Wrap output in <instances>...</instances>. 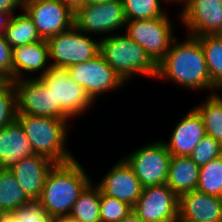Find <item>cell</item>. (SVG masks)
<instances>
[{
	"label": "cell",
	"mask_w": 222,
	"mask_h": 222,
	"mask_svg": "<svg viewBox=\"0 0 222 222\" xmlns=\"http://www.w3.org/2000/svg\"><path fill=\"white\" fill-rule=\"evenodd\" d=\"M125 84L135 77L156 79L158 64L124 32L100 40V53ZM130 81V82H129Z\"/></svg>",
	"instance_id": "4"
},
{
	"label": "cell",
	"mask_w": 222,
	"mask_h": 222,
	"mask_svg": "<svg viewBox=\"0 0 222 222\" xmlns=\"http://www.w3.org/2000/svg\"><path fill=\"white\" fill-rule=\"evenodd\" d=\"M16 91L17 115L54 118V96L40 78L11 81Z\"/></svg>",
	"instance_id": "14"
},
{
	"label": "cell",
	"mask_w": 222,
	"mask_h": 222,
	"mask_svg": "<svg viewBox=\"0 0 222 222\" xmlns=\"http://www.w3.org/2000/svg\"><path fill=\"white\" fill-rule=\"evenodd\" d=\"M122 157L132 167L142 187L166 184L172 156L161 138L134 148Z\"/></svg>",
	"instance_id": "8"
},
{
	"label": "cell",
	"mask_w": 222,
	"mask_h": 222,
	"mask_svg": "<svg viewBox=\"0 0 222 222\" xmlns=\"http://www.w3.org/2000/svg\"><path fill=\"white\" fill-rule=\"evenodd\" d=\"M52 67L67 68L95 58L100 53V39L80 31L75 25L47 39Z\"/></svg>",
	"instance_id": "6"
},
{
	"label": "cell",
	"mask_w": 222,
	"mask_h": 222,
	"mask_svg": "<svg viewBox=\"0 0 222 222\" xmlns=\"http://www.w3.org/2000/svg\"><path fill=\"white\" fill-rule=\"evenodd\" d=\"M222 92L207 94L206 99L193 106L202 116L206 135L222 145Z\"/></svg>",
	"instance_id": "22"
},
{
	"label": "cell",
	"mask_w": 222,
	"mask_h": 222,
	"mask_svg": "<svg viewBox=\"0 0 222 222\" xmlns=\"http://www.w3.org/2000/svg\"><path fill=\"white\" fill-rule=\"evenodd\" d=\"M66 69L96 104L98 100L102 101L103 96L113 94L126 85L100 54L83 63L69 65Z\"/></svg>",
	"instance_id": "10"
},
{
	"label": "cell",
	"mask_w": 222,
	"mask_h": 222,
	"mask_svg": "<svg viewBox=\"0 0 222 222\" xmlns=\"http://www.w3.org/2000/svg\"><path fill=\"white\" fill-rule=\"evenodd\" d=\"M132 209L145 222H178L179 197L166 184L143 187Z\"/></svg>",
	"instance_id": "13"
},
{
	"label": "cell",
	"mask_w": 222,
	"mask_h": 222,
	"mask_svg": "<svg viewBox=\"0 0 222 222\" xmlns=\"http://www.w3.org/2000/svg\"><path fill=\"white\" fill-rule=\"evenodd\" d=\"M91 181L80 193L79 198L74 203L70 219L77 222H101L100 221V188Z\"/></svg>",
	"instance_id": "23"
},
{
	"label": "cell",
	"mask_w": 222,
	"mask_h": 222,
	"mask_svg": "<svg viewBox=\"0 0 222 222\" xmlns=\"http://www.w3.org/2000/svg\"><path fill=\"white\" fill-rule=\"evenodd\" d=\"M87 170L77 157L52 167L38 200L50 217L60 218L70 215L80 193L93 180Z\"/></svg>",
	"instance_id": "2"
},
{
	"label": "cell",
	"mask_w": 222,
	"mask_h": 222,
	"mask_svg": "<svg viewBox=\"0 0 222 222\" xmlns=\"http://www.w3.org/2000/svg\"><path fill=\"white\" fill-rule=\"evenodd\" d=\"M0 222H18L12 213L0 214Z\"/></svg>",
	"instance_id": "38"
},
{
	"label": "cell",
	"mask_w": 222,
	"mask_h": 222,
	"mask_svg": "<svg viewBox=\"0 0 222 222\" xmlns=\"http://www.w3.org/2000/svg\"><path fill=\"white\" fill-rule=\"evenodd\" d=\"M122 3L127 21L161 17L170 9L169 4L174 6L170 0H122Z\"/></svg>",
	"instance_id": "27"
},
{
	"label": "cell",
	"mask_w": 222,
	"mask_h": 222,
	"mask_svg": "<svg viewBox=\"0 0 222 222\" xmlns=\"http://www.w3.org/2000/svg\"><path fill=\"white\" fill-rule=\"evenodd\" d=\"M33 154L24 129L17 120L0 129V168L10 169Z\"/></svg>",
	"instance_id": "20"
},
{
	"label": "cell",
	"mask_w": 222,
	"mask_h": 222,
	"mask_svg": "<svg viewBox=\"0 0 222 222\" xmlns=\"http://www.w3.org/2000/svg\"><path fill=\"white\" fill-rule=\"evenodd\" d=\"M73 13L85 5V0H61Z\"/></svg>",
	"instance_id": "36"
},
{
	"label": "cell",
	"mask_w": 222,
	"mask_h": 222,
	"mask_svg": "<svg viewBox=\"0 0 222 222\" xmlns=\"http://www.w3.org/2000/svg\"><path fill=\"white\" fill-rule=\"evenodd\" d=\"M5 83V81L0 77V87Z\"/></svg>",
	"instance_id": "41"
},
{
	"label": "cell",
	"mask_w": 222,
	"mask_h": 222,
	"mask_svg": "<svg viewBox=\"0 0 222 222\" xmlns=\"http://www.w3.org/2000/svg\"><path fill=\"white\" fill-rule=\"evenodd\" d=\"M52 222H77V221H74L69 217H60V218H53Z\"/></svg>",
	"instance_id": "39"
},
{
	"label": "cell",
	"mask_w": 222,
	"mask_h": 222,
	"mask_svg": "<svg viewBox=\"0 0 222 222\" xmlns=\"http://www.w3.org/2000/svg\"><path fill=\"white\" fill-rule=\"evenodd\" d=\"M175 124L171 136L161 138L171 156H189L201 139L206 136L202 116L192 107ZM168 140V141H167Z\"/></svg>",
	"instance_id": "16"
},
{
	"label": "cell",
	"mask_w": 222,
	"mask_h": 222,
	"mask_svg": "<svg viewBox=\"0 0 222 222\" xmlns=\"http://www.w3.org/2000/svg\"><path fill=\"white\" fill-rule=\"evenodd\" d=\"M40 79L54 96V118L74 123L96 104L85 89L75 82L66 68L50 67ZM72 120V121H71Z\"/></svg>",
	"instance_id": "5"
},
{
	"label": "cell",
	"mask_w": 222,
	"mask_h": 222,
	"mask_svg": "<svg viewBox=\"0 0 222 222\" xmlns=\"http://www.w3.org/2000/svg\"><path fill=\"white\" fill-rule=\"evenodd\" d=\"M23 9L22 0H0V11L20 12Z\"/></svg>",
	"instance_id": "34"
},
{
	"label": "cell",
	"mask_w": 222,
	"mask_h": 222,
	"mask_svg": "<svg viewBox=\"0 0 222 222\" xmlns=\"http://www.w3.org/2000/svg\"><path fill=\"white\" fill-rule=\"evenodd\" d=\"M178 23L192 37L219 34L222 30V0H182Z\"/></svg>",
	"instance_id": "11"
},
{
	"label": "cell",
	"mask_w": 222,
	"mask_h": 222,
	"mask_svg": "<svg viewBox=\"0 0 222 222\" xmlns=\"http://www.w3.org/2000/svg\"><path fill=\"white\" fill-rule=\"evenodd\" d=\"M50 67L47 40L13 48L12 81L40 78Z\"/></svg>",
	"instance_id": "17"
},
{
	"label": "cell",
	"mask_w": 222,
	"mask_h": 222,
	"mask_svg": "<svg viewBox=\"0 0 222 222\" xmlns=\"http://www.w3.org/2000/svg\"><path fill=\"white\" fill-rule=\"evenodd\" d=\"M12 55L13 49L5 40L0 37V77L5 81H12Z\"/></svg>",
	"instance_id": "33"
},
{
	"label": "cell",
	"mask_w": 222,
	"mask_h": 222,
	"mask_svg": "<svg viewBox=\"0 0 222 222\" xmlns=\"http://www.w3.org/2000/svg\"><path fill=\"white\" fill-rule=\"evenodd\" d=\"M18 13L12 16L4 34V38L10 47L13 49L17 46L43 40L28 14L23 9Z\"/></svg>",
	"instance_id": "24"
},
{
	"label": "cell",
	"mask_w": 222,
	"mask_h": 222,
	"mask_svg": "<svg viewBox=\"0 0 222 222\" xmlns=\"http://www.w3.org/2000/svg\"><path fill=\"white\" fill-rule=\"evenodd\" d=\"M30 201L10 169L0 168V214L13 213Z\"/></svg>",
	"instance_id": "26"
},
{
	"label": "cell",
	"mask_w": 222,
	"mask_h": 222,
	"mask_svg": "<svg viewBox=\"0 0 222 222\" xmlns=\"http://www.w3.org/2000/svg\"><path fill=\"white\" fill-rule=\"evenodd\" d=\"M23 10L45 40L74 25V13L61 0H29L23 2Z\"/></svg>",
	"instance_id": "12"
},
{
	"label": "cell",
	"mask_w": 222,
	"mask_h": 222,
	"mask_svg": "<svg viewBox=\"0 0 222 222\" xmlns=\"http://www.w3.org/2000/svg\"><path fill=\"white\" fill-rule=\"evenodd\" d=\"M200 167L189 156H172L166 185L178 196L196 190Z\"/></svg>",
	"instance_id": "21"
},
{
	"label": "cell",
	"mask_w": 222,
	"mask_h": 222,
	"mask_svg": "<svg viewBox=\"0 0 222 222\" xmlns=\"http://www.w3.org/2000/svg\"><path fill=\"white\" fill-rule=\"evenodd\" d=\"M196 190L222 198V156L200 167Z\"/></svg>",
	"instance_id": "28"
},
{
	"label": "cell",
	"mask_w": 222,
	"mask_h": 222,
	"mask_svg": "<svg viewBox=\"0 0 222 222\" xmlns=\"http://www.w3.org/2000/svg\"><path fill=\"white\" fill-rule=\"evenodd\" d=\"M178 222H222V198L197 190L182 194Z\"/></svg>",
	"instance_id": "18"
},
{
	"label": "cell",
	"mask_w": 222,
	"mask_h": 222,
	"mask_svg": "<svg viewBox=\"0 0 222 222\" xmlns=\"http://www.w3.org/2000/svg\"><path fill=\"white\" fill-rule=\"evenodd\" d=\"M55 165L45 156L33 154L20 160L10 168L19 186L31 201H38L47 177Z\"/></svg>",
	"instance_id": "19"
},
{
	"label": "cell",
	"mask_w": 222,
	"mask_h": 222,
	"mask_svg": "<svg viewBox=\"0 0 222 222\" xmlns=\"http://www.w3.org/2000/svg\"><path fill=\"white\" fill-rule=\"evenodd\" d=\"M116 162L96 184L105 195L123 201L133 208L141 196L143 187L123 157L118 158Z\"/></svg>",
	"instance_id": "15"
},
{
	"label": "cell",
	"mask_w": 222,
	"mask_h": 222,
	"mask_svg": "<svg viewBox=\"0 0 222 222\" xmlns=\"http://www.w3.org/2000/svg\"><path fill=\"white\" fill-rule=\"evenodd\" d=\"M126 23L122 0L85 4L74 13V25L100 40L124 32Z\"/></svg>",
	"instance_id": "9"
},
{
	"label": "cell",
	"mask_w": 222,
	"mask_h": 222,
	"mask_svg": "<svg viewBox=\"0 0 222 222\" xmlns=\"http://www.w3.org/2000/svg\"><path fill=\"white\" fill-rule=\"evenodd\" d=\"M170 16V10L157 18L127 21L124 33L134 42L142 46L150 57L158 64L177 37V26ZM177 27V29L175 28ZM175 33V34H174Z\"/></svg>",
	"instance_id": "7"
},
{
	"label": "cell",
	"mask_w": 222,
	"mask_h": 222,
	"mask_svg": "<svg viewBox=\"0 0 222 222\" xmlns=\"http://www.w3.org/2000/svg\"><path fill=\"white\" fill-rule=\"evenodd\" d=\"M114 0H85V4H95V3H104V2H110Z\"/></svg>",
	"instance_id": "40"
},
{
	"label": "cell",
	"mask_w": 222,
	"mask_h": 222,
	"mask_svg": "<svg viewBox=\"0 0 222 222\" xmlns=\"http://www.w3.org/2000/svg\"><path fill=\"white\" fill-rule=\"evenodd\" d=\"M17 12H3L0 11V37H3L12 16Z\"/></svg>",
	"instance_id": "35"
},
{
	"label": "cell",
	"mask_w": 222,
	"mask_h": 222,
	"mask_svg": "<svg viewBox=\"0 0 222 222\" xmlns=\"http://www.w3.org/2000/svg\"><path fill=\"white\" fill-rule=\"evenodd\" d=\"M196 38L201 43L211 83L222 92V36L208 34Z\"/></svg>",
	"instance_id": "25"
},
{
	"label": "cell",
	"mask_w": 222,
	"mask_h": 222,
	"mask_svg": "<svg viewBox=\"0 0 222 222\" xmlns=\"http://www.w3.org/2000/svg\"><path fill=\"white\" fill-rule=\"evenodd\" d=\"M132 207L127 203L114 197L105 195L100 190V221L101 222H120Z\"/></svg>",
	"instance_id": "30"
},
{
	"label": "cell",
	"mask_w": 222,
	"mask_h": 222,
	"mask_svg": "<svg viewBox=\"0 0 222 222\" xmlns=\"http://www.w3.org/2000/svg\"><path fill=\"white\" fill-rule=\"evenodd\" d=\"M12 214L18 222H52L53 220L38 201H30L23 204Z\"/></svg>",
	"instance_id": "32"
},
{
	"label": "cell",
	"mask_w": 222,
	"mask_h": 222,
	"mask_svg": "<svg viewBox=\"0 0 222 222\" xmlns=\"http://www.w3.org/2000/svg\"><path fill=\"white\" fill-rule=\"evenodd\" d=\"M222 156V145L212 137L205 136L200 140L189 157L199 166L206 165L211 160Z\"/></svg>",
	"instance_id": "31"
},
{
	"label": "cell",
	"mask_w": 222,
	"mask_h": 222,
	"mask_svg": "<svg viewBox=\"0 0 222 222\" xmlns=\"http://www.w3.org/2000/svg\"><path fill=\"white\" fill-rule=\"evenodd\" d=\"M34 154L42 155L55 164H64L76 156L69 149L70 123L66 119L34 115H17ZM69 137V138H68Z\"/></svg>",
	"instance_id": "3"
},
{
	"label": "cell",
	"mask_w": 222,
	"mask_h": 222,
	"mask_svg": "<svg viewBox=\"0 0 222 222\" xmlns=\"http://www.w3.org/2000/svg\"><path fill=\"white\" fill-rule=\"evenodd\" d=\"M120 222H145V221H143L132 209Z\"/></svg>",
	"instance_id": "37"
},
{
	"label": "cell",
	"mask_w": 222,
	"mask_h": 222,
	"mask_svg": "<svg viewBox=\"0 0 222 222\" xmlns=\"http://www.w3.org/2000/svg\"><path fill=\"white\" fill-rule=\"evenodd\" d=\"M16 91L11 81L0 87V129L17 120Z\"/></svg>",
	"instance_id": "29"
},
{
	"label": "cell",
	"mask_w": 222,
	"mask_h": 222,
	"mask_svg": "<svg viewBox=\"0 0 222 222\" xmlns=\"http://www.w3.org/2000/svg\"><path fill=\"white\" fill-rule=\"evenodd\" d=\"M176 37L165 57L158 63L157 81L173 83L183 90L208 94L218 92L211 83L204 52L196 37ZM182 40V41H181ZM211 91V92H209Z\"/></svg>",
	"instance_id": "1"
}]
</instances>
